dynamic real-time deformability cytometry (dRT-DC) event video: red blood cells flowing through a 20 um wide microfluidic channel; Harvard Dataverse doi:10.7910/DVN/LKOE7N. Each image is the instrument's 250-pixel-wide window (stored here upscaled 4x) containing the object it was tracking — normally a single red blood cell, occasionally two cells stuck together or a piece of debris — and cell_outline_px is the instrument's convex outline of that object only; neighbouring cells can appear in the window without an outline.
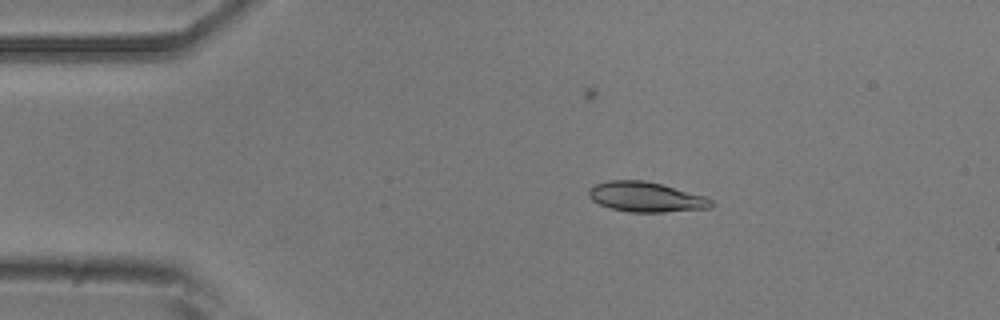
{"species": "common noctule bat (a hibernating species)", "species_latin": "Nyctalus noctula", "temperature_condition": "room temperature", "stored_images_in_passage": 9, "camera_frame_rate_fps": 3000, "um_per_image_px": 0.085, "animal": {"sex": "male", "body_mass_g": 20.5, "forearm_length_mm": 52.5}, "frame": {"image": 1, "passage_image": 5, "time_ms": 4.667, "image_size_px": [1000, 320], "cell_outline_px": [[716, 204], [712, 208], [664, 212], [628, 212], [612, 208], [600, 204], [592, 200], [588, 196], [588, 188], [592, 184], [608, 180], [644, 180], [660, 184], [704, 196], [712, 200]], "centroid_in_image_um": [54.88, 16.74], "position_along_channel_um": 30.1, "area_um2": 21.5}}
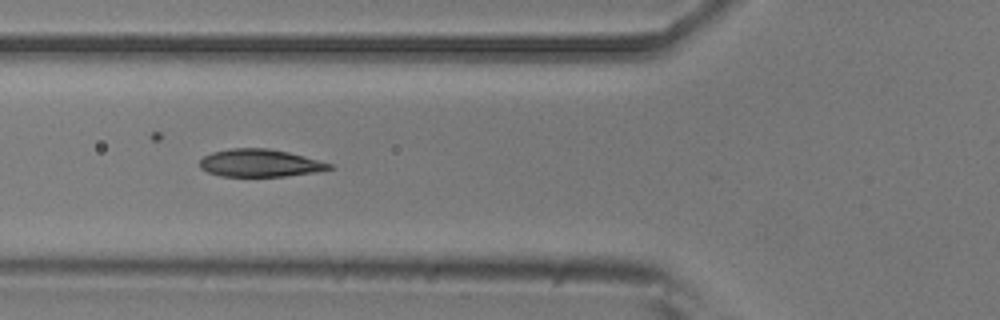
{"frame": {"image": 2, "passage_image": 8, "time_ms": 8.0, "image_size_px": [1000, 320], "cell_outline_px": [[336, 168], [316, 172], [284, 176], [220, 176], [208, 172], [200, 168], [200, 160], [204, 156], [212, 152], [228, 148], [268, 148], [288, 152], [304, 156], [332, 164]], "centroid_in_image_um": [22.1, 13.85], "position_along_channel_um": 103.7, "area_um2": 20.87}}
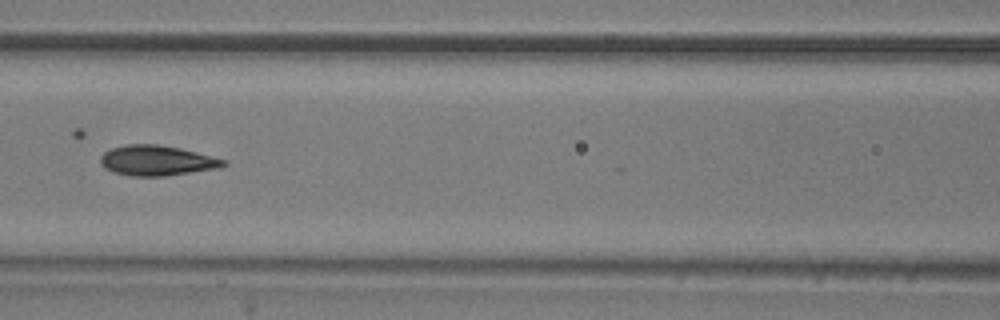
{"frame": {"image": 3, "passage_image": 9, "time_ms": 9.333, "image_size_px": [1000, 320], "cell_outline_px": [[228, 164], [220, 168], [164, 176], [132, 176], [112, 172], [104, 168], [100, 164], [100, 156], [104, 152], [112, 148], [128, 144], [156, 144], [180, 148], [228, 160]], "centroid_in_image_um": [13.34, 13.65], "position_along_channel_um": 153.3, "area_um2": 21.79}}